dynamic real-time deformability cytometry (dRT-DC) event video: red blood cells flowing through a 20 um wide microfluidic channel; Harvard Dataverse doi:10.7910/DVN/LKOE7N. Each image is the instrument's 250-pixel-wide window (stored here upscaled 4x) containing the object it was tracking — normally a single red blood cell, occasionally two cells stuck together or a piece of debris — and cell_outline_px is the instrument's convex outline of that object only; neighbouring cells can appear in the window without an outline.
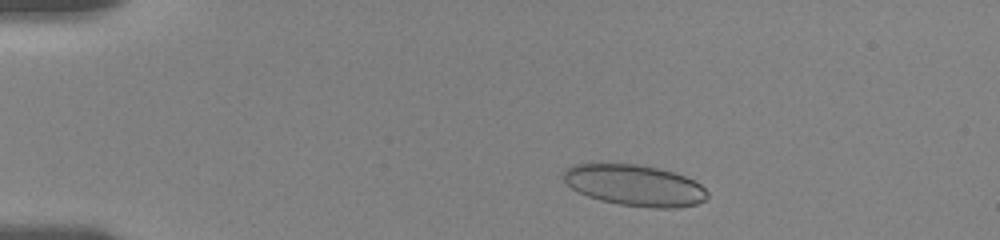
{"species": "human", "species_latin": "Homo sapiens", "temperature_condition": "room temperature", "stored_images_in_passage": 50, "camera_frame_rate_fps": 3000, "um_per_image_px": 0.085, "donor": {"sex": "female"}, "frame": {"image": 1, "passage_image": 5, "time_ms": 1.333, "image_size_px": [1000, 240], "cell_outline_px": [[708, 196], [704, 200], [696, 204], [676, 208], [652, 208], [620, 204], [600, 200], [588, 196], [572, 188], [564, 180], [564, 168], [572, 164], [636, 164], [656, 168], [672, 172], [684, 176], [700, 184], [708, 192]], "centroid_in_image_um": [53.94, 15.76], "position_along_channel_um": 31.1, "area_um2": 34.22}}
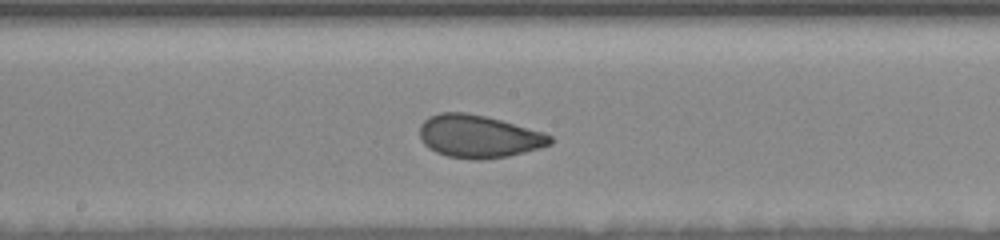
{"frame": {"image": 2, "passage_image": 25, "time_ms": 8.0, "image_size_px": [1000, 240], "cell_outline_px": [[552, 144], [540, 148], [508, 156], [480, 160], [476, 160], [448, 156], [436, 152], [428, 148], [420, 140], [420, 124], [428, 116], [440, 112], [464, 112], [488, 116], [544, 132], [552, 136]], "centroid_in_image_um": [40.68, 11.58], "position_along_channel_um": 207.5, "area_um2": 32.77}}
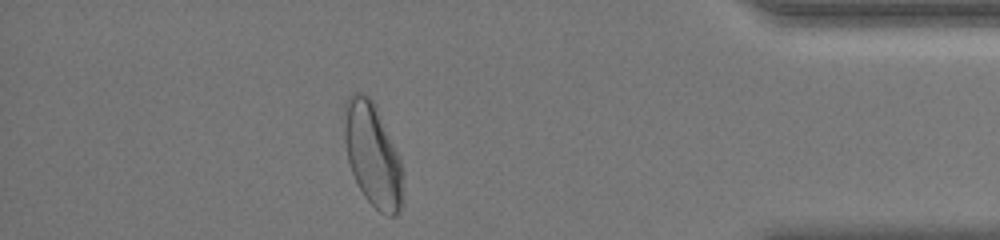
{"frame": {"image": 3, "passage_image": 44, "time_ms": 14.333, "image_size_px": [1000, 240], "cell_outline_px": [[400, 208], [396, 216], [388, 216], [380, 212], [364, 196], [352, 172], [348, 160], [344, 140], [344, 108], [348, 96], [352, 92], [360, 92], [368, 96], [372, 100], [376, 108], [400, 160]], "centroid_in_image_um": [31.61, 13.12], "position_along_channel_um": 403.6, "area_um2": 34.16}, "authors_computed_cell_mechanics": {"area_um2": 34.102, "velocity_mm_per_s": 3.6131, "shape_relaxation_time_tau1_ms": 5.396, "shape_relaxation_time_tau2_ms": 0.8194, "deformation_change_tau1": 0.131, "deformation_change_tau2": 0.0521}}